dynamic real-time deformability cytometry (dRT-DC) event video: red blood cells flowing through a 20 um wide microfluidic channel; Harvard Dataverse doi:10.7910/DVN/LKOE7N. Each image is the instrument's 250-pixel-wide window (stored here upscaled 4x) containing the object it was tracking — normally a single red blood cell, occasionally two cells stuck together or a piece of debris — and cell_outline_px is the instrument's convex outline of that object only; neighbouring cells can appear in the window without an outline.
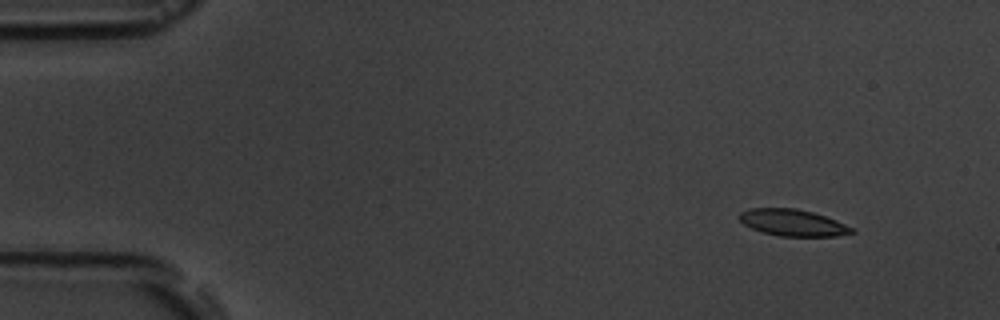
{"species": "common noctule bat (a hibernating species)", "species_latin": "Nyctalus noctula", "temperature_condition": "room temperature", "stored_images_in_passage": 4, "camera_frame_rate_fps": 3000, "um_per_image_px": 0.085, "animal": {"sex": "male", "body_mass_g": 19.5, "forearm_length_mm": 54.6}, "frame": {"image": 1, "passage_image": 1, "time_ms": 0.0, "image_size_px": [1000, 320], "cell_outline_px": [[856, 232], [836, 236], [780, 236], [764, 232], [752, 228], [744, 224], [740, 220], [740, 212], [748, 208], [796, 208], [812, 212], [836, 220], [856, 228]], "centroid_in_image_um": [67.43, 18.92], "position_along_channel_um": 17.6, "area_um2": 17.4}}
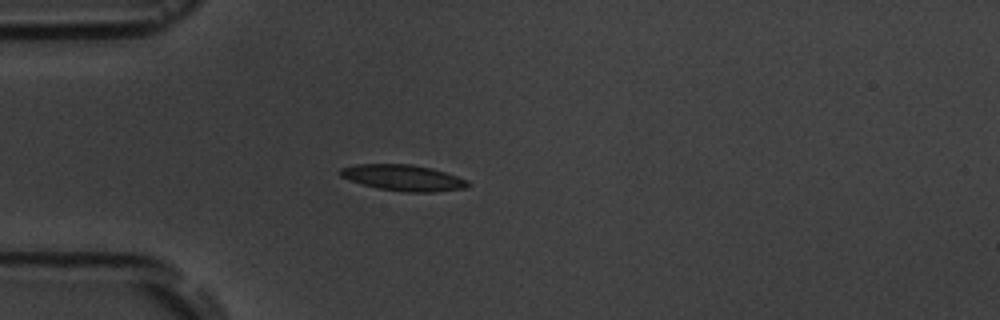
{"frame": {"image": 2, "passage_image": 4, "time_ms": 3.333, "image_size_px": [1000, 320], "cell_outline_px": [[472, 184], [464, 188], [436, 192], [404, 192], [380, 188], [364, 184], [340, 176], [340, 168], [356, 164], [412, 164], [432, 168], [468, 180]], "centroid_in_image_um": [34.31, 15.1], "position_along_channel_um": 50.7, "area_um2": 19.19}}